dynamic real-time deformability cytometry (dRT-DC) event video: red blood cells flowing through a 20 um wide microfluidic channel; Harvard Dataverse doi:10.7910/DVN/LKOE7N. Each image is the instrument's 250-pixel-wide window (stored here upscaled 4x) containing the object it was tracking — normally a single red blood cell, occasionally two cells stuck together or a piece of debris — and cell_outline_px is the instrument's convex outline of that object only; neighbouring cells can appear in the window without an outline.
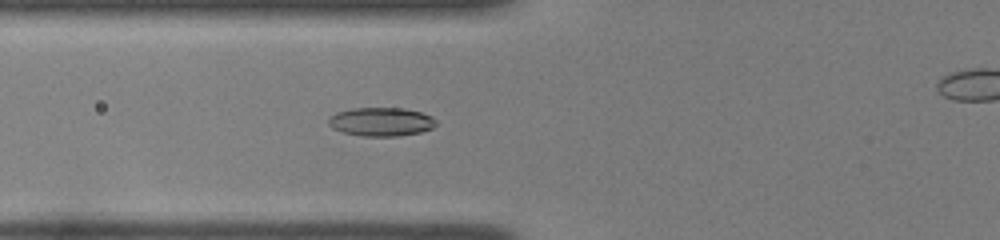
{"species": "common noctule bat (a hibernating species)", "species_latin": "Nyctalus noctula", "temperature_condition": "room temperature", "stored_images_in_passage": 51, "camera_frame_rate_fps": 3000, "um_per_image_px": 0.085, "animal": {"sex": "female", "body_mass_g": 22.0, "forearm_length_mm": 56.7}, "frame": {"image": 1, "passage_image": 23, "time_ms": 7.333, "image_size_px": [1000, 240], "cell_outline_px": [[436, 124], [432, 128], [420, 132], [396, 136], [364, 136], [344, 132], [332, 128], [328, 124], [328, 120], [336, 112], [352, 108], [404, 108], [420, 112], [432, 116], [436, 120]], "centroid_in_image_um": [32.4, 10.34], "position_along_channel_um": 93.4, "area_um2": 17.86}}
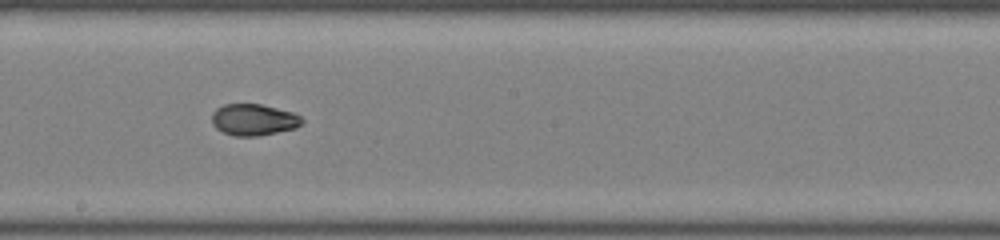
{"frame": {"image": 2, "passage_image": 33, "time_ms": 10.667, "image_size_px": [1000, 240], "cell_outline_px": [[304, 120], [296, 128], [256, 136], [236, 136], [224, 132], [216, 128], [212, 124], [212, 112], [216, 108], [224, 104], [260, 104], [292, 112], [300, 116]], "centroid_in_image_um": [21.54, 10.17], "position_along_channel_um": 226.7, "area_um2": 16.42}}
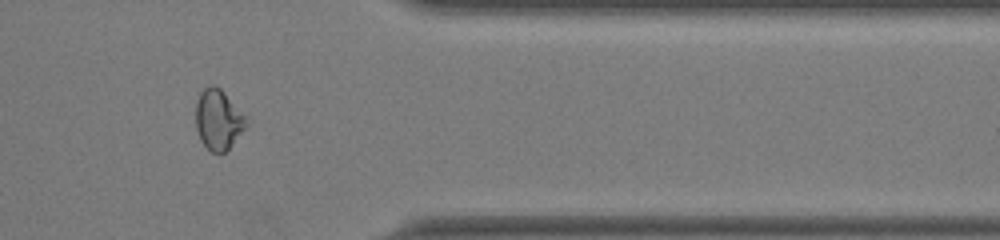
{"frame": {"image": 3, "passage_image": 46, "time_ms": 15.0, "image_size_px": [1000, 240], "cell_outline_px": [[248, 128], [224, 152], [212, 152], [200, 140], [196, 128], [196, 100], [200, 92], [208, 84], [212, 84], [220, 88], [248, 116]], "centroid_in_image_um": [18.59, 10.14], "position_along_channel_um": 392.8, "area_um2": 18.09}}